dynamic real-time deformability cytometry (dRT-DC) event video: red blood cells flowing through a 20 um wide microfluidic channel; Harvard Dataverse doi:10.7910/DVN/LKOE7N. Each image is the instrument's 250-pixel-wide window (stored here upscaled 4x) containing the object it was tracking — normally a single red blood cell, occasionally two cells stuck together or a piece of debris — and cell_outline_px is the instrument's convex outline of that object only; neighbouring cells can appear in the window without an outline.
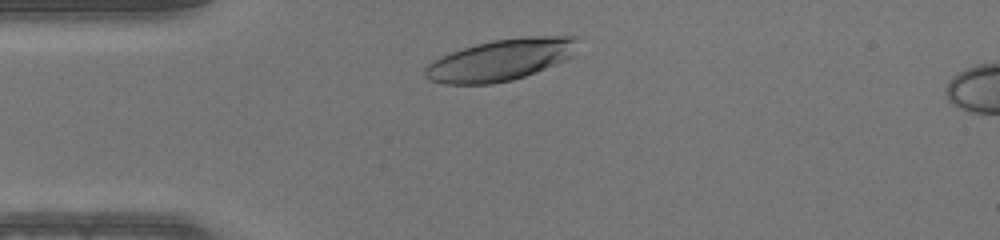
{"species": "human", "species_latin": "Homo sapiens", "temperature_condition": "warm", "stored_images_in_passage": 29, "camera_frame_rate_fps": 3000, "um_per_image_px": 0.085, "donor": {"sex": "male"}, "frame": {"image": 1, "passage_image": 3, "time_ms": 0.667, "image_size_px": [1000, 240], "cell_outline_px": [[580, 36], [572, 56], [564, 60], [536, 72], [512, 80], [492, 84], [444, 84], [428, 80], [424, 76], [424, 68], [432, 60], [440, 56], [476, 44], [492, 40], [528, 36]], "centroid_in_image_um": [42.53, 5.09], "position_along_channel_um": 42.5, "area_um2": 36.93}}
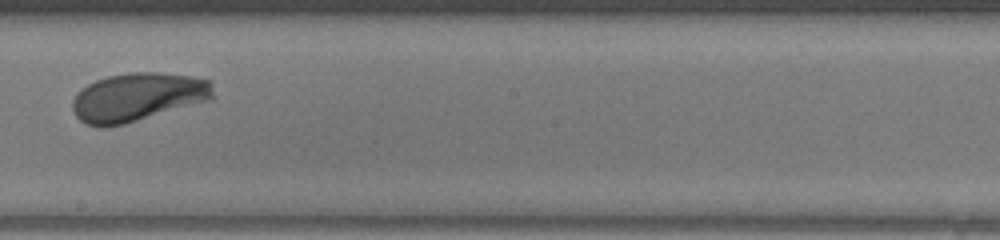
{"frame": {"image": 2, "passage_image": 18, "time_ms": 5.667, "image_size_px": [1000, 240], "cell_outline_px": [[212, 100], [124, 124], [104, 128], [100, 128], [88, 124], [80, 120], [76, 116], [72, 108], [72, 100], [76, 92], [88, 84], [96, 80], [108, 76], [132, 72], [160, 72], [188, 76], [212, 80]], "centroid_in_image_um": [11.69, 8.26], "position_along_channel_um": 236.5, "area_um2": 39.94}}
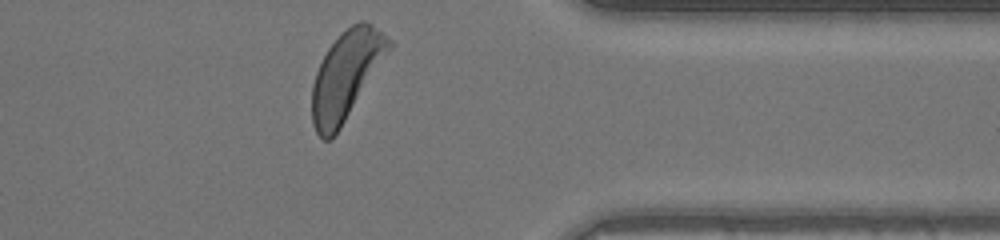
{"frame": {"image": 3, "passage_image": 29, "time_ms": 9.333, "image_size_px": [1000, 240], "cell_outline_px": [[396, 44], [332, 140], [324, 140], [316, 132], [312, 124], [312, 84], [316, 72], [328, 48], [340, 32], [352, 24], [360, 20], [364, 20], [372, 24], [392, 40]], "centroid_in_image_um": [29.46, 6.37], "position_along_channel_um": 381.9, "area_um2": 39.88}}